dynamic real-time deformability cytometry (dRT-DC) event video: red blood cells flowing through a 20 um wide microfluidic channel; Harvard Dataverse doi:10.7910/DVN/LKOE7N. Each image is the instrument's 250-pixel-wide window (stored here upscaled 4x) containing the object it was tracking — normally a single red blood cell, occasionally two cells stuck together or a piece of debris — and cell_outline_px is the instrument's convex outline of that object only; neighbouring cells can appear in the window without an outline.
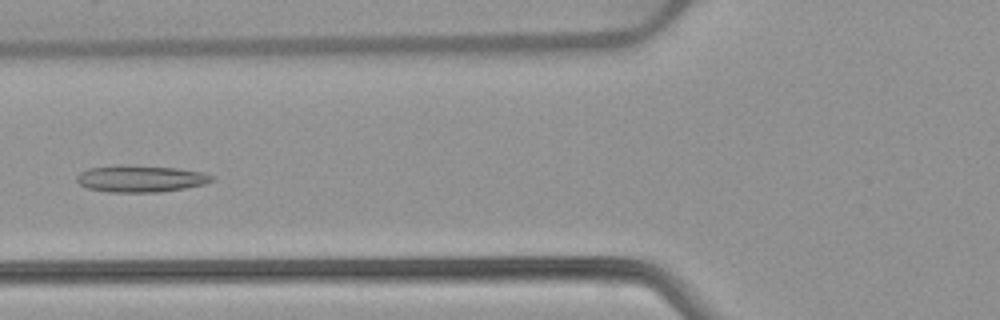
{"species": "common noctule bat (a hibernating species)", "species_latin": "Nyctalus noctula", "temperature_condition": "warm", "stored_images_in_passage": 5, "camera_frame_rate_fps": 3000, "um_per_image_px": 0.085, "animal": {"sex": "female", "body_mass_g": 22.7, "forearm_length_mm": 54.2}, "frame": {"image": 1, "passage_image": 5, "time_ms": 5.0, "image_size_px": [1000, 320], "cell_outline_px": [[216, 180], [204, 184], [184, 188], [160, 192], [108, 192], [88, 188], [80, 184], [76, 180], [76, 176], [80, 172], [88, 168], [116, 164], [124, 164], [176, 168], [200, 172], [216, 176]], "centroid_in_image_um": [11.94, 15.17], "position_along_channel_um": 113.9, "area_um2": 21.33}}